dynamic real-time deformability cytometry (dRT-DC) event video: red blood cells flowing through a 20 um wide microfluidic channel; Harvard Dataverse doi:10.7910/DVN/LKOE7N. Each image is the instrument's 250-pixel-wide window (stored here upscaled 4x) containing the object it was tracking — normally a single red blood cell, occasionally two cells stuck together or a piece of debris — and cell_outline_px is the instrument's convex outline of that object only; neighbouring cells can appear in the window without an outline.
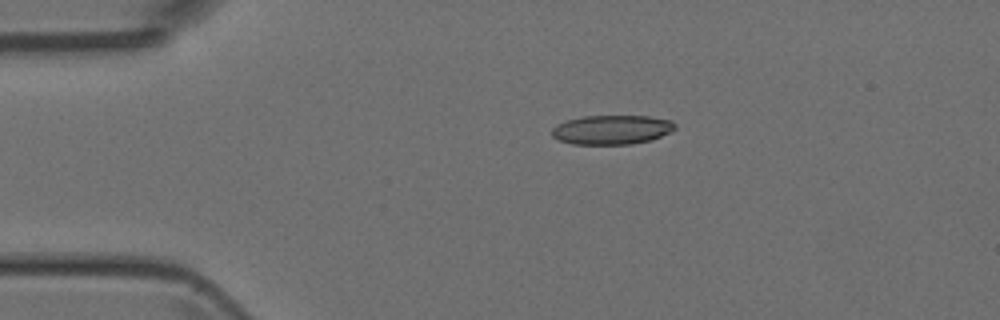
{"species": "Egyptian fruit bat (a non-hibernating species)", "species_latin": "Rousettus aegyptiacus", "temperature_condition": "room temperature", "stored_images_in_passage": 41, "camera_frame_rate_fps": 3000, "um_per_image_px": 0.085, "animal": {"sex": "female"}, "frame": {"image": 1, "passage_image": 1, "time_ms": 0.0, "image_size_px": [1000, 320], "cell_outline_px": [[676, 128], [652, 140], [632, 144], [572, 144], [556, 140], [552, 136], [552, 128], [556, 124], [568, 120], [584, 116], [648, 116], [672, 120], [676, 124]], "centroid_in_image_um": [51.98, 11.03], "position_along_channel_um": 33.0, "area_um2": 21.1}}
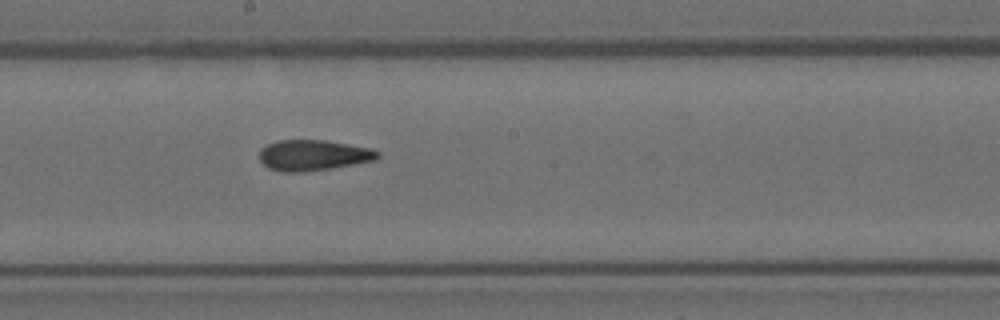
{"frame": {"image": 2, "passage_image": 18, "time_ms": 5.667, "image_size_px": [1000, 320], "cell_outline_px": [[380, 156], [376, 160], [304, 172], [280, 172], [268, 168], [260, 160], [260, 148], [276, 140], [324, 140], [368, 148], [380, 152]], "centroid_in_image_um": [26.58, 13.19], "position_along_channel_um": 221.6, "area_um2": 20.98}}
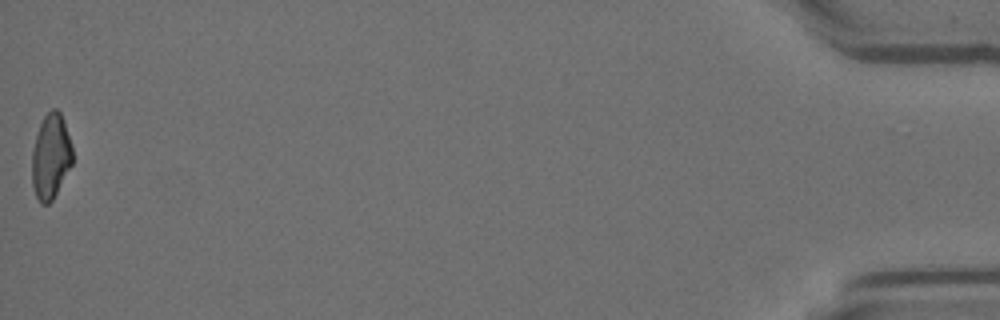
{"frame": {"image": 3, "passage_image": 41, "time_ms": 13.333, "image_size_px": [1000, 320], "cell_outline_px": [[72, 164], [52, 200], [48, 204], [40, 204], [36, 196], [32, 184], [32, 152], [36, 136], [40, 124], [44, 116], [52, 108], [56, 108], [60, 112], [64, 120], [72, 144]], "centroid_in_image_um": [4.32, 13.29], "position_along_channel_um": 430.9, "area_um2": 20.06}}